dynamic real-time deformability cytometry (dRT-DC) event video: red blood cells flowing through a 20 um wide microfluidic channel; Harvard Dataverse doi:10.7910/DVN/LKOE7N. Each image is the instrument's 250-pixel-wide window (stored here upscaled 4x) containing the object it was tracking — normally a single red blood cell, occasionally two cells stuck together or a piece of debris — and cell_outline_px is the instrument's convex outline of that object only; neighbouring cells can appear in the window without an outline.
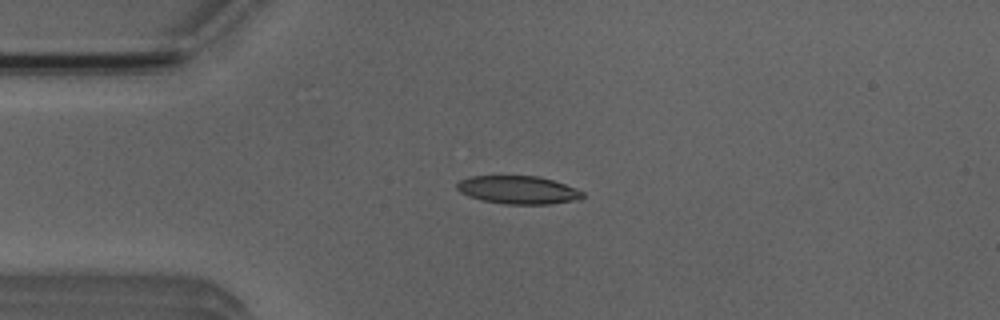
{"species": "Egyptian fruit bat (a non-hibernating species)", "species_latin": "Rousettus aegyptiacus", "temperature_condition": "room temperature", "stored_images_in_passage": 48, "camera_frame_rate_fps": 3000, "um_per_image_px": 0.085, "animal": {"sex": "male"}, "frame": {"image": 1, "passage_image": 8, "time_ms": 2.333, "image_size_px": [1000, 320], "cell_outline_px": [[584, 196], [580, 200], [552, 204], [504, 204], [480, 200], [468, 196], [460, 192], [456, 188], [456, 184], [460, 180], [468, 176], [536, 176], [552, 180], [576, 188], [584, 192]], "centroid_in_image_um": [44.04, 16.15], "position_along_channel_um": 41.0, "area_um2": 20.75}}
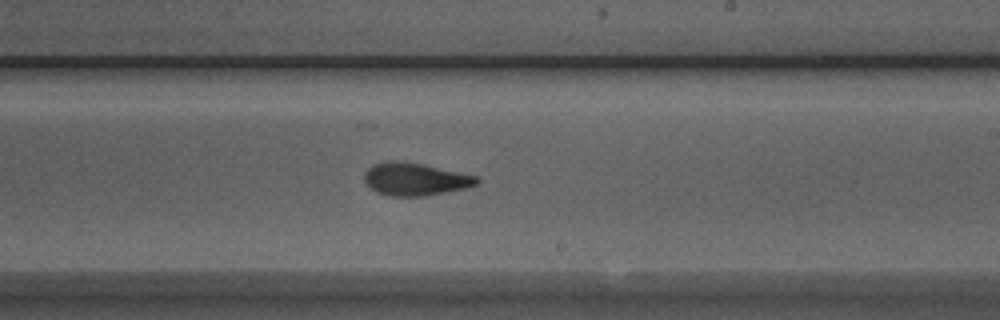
{"frame": {"image": 2, "passage_image": 26, "time_ms": 8.333, "image_size_px": [1000, 320], "cell_outline_px": [[480, 180], [476, 184], [464, 188], [424, 196], [388, 196], [376, 192], [364, 180], [364, 172], [372, 164], [388, 160], [396, 160], [424, 164], [476, 176]], "centroid_in_image_um": [35.23, 15.21], "position_along_channel_um": 253.8, "area_um2": 21.33}}
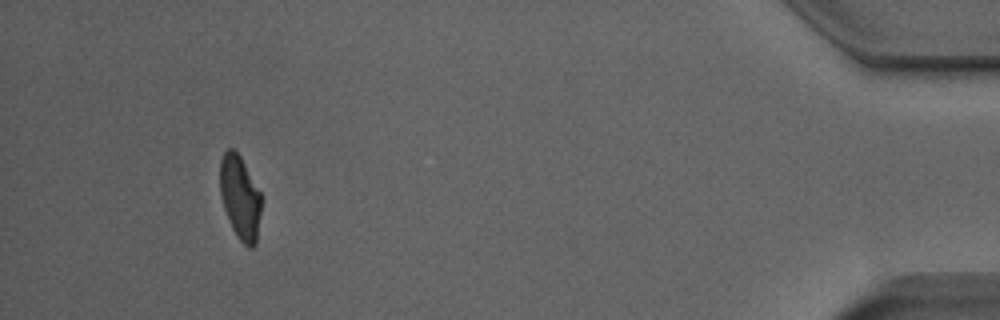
{"frame": {"image": 3, "passage_image": 44, "time_ms": 14.333, "image_size_px": [1000, 320], "cell_outline_px": [[260, 212], [256, 244], [252, 248], [248, 248], [236, 236], [232, 228], [224, 208], [220, 192], [220, 160], [224, 152], [228, 148], [232, 148], [240, 156], [260, 192]], "centroid_in_image_um": [20.39, 16.8], "position_along_channel_um": 414.8, "area_um2": 19.88}, "authors_computed_cell_mechanics": {"area_um2": 21.2993, "velocity_mm_per_s": 3.9153, "shape_relaxation_time_tau1_ms": 4.7712, "shape_relaxation_time_tau2_ms": 2.0982, "deformation_change_tau1": 0.1791, "deformation_change_tau2": 0.0913}}